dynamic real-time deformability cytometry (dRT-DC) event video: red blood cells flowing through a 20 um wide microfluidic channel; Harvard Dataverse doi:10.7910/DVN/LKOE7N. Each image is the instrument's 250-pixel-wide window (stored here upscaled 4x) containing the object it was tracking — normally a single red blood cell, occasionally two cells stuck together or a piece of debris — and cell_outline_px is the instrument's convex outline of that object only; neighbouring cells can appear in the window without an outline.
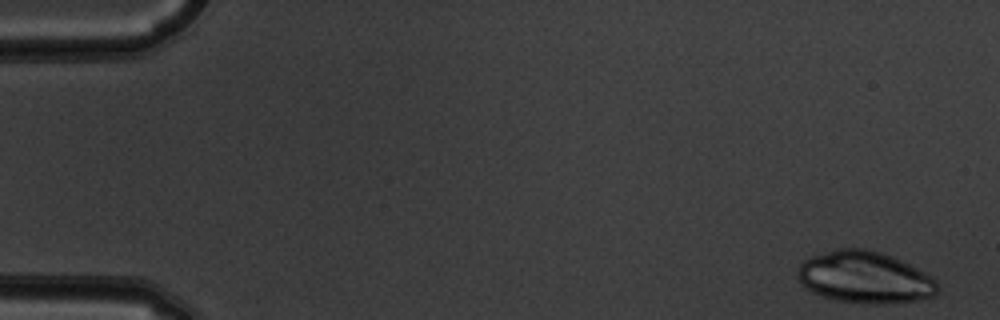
{"species": "common noctule bat (a hibernating species)", "species_latin": "Nyctalus noctula", "temperature_condition": "warm", "stored_images_in_passage": 51, "camera_frame_rate_fps": 3000, "um_per_image_px": 0.085, "animal": {"sex": "male", "body_mass_g": 19.5, "forearm_length_mm": 54.6}, "frame": {"image": 1, "passage_image": 1, "time_ms": 0.0, "image_size_px": [1000, 320], "cell_outline_px": [[940, 288], [936, 296], [916, 300], [876, 304], [868, 304], [836, 300], [812, 292], [800, 280], [796, 272], [800, 264], [804, 260], [812, 256], [836, 248], [864, 248], [880, 252], [892, 256], [932, 276], [940, 284]], "centroid_in_image_um": [73.54, 23.57], "position_along_channel_um": 11.5, "area_um2": 42.19}}
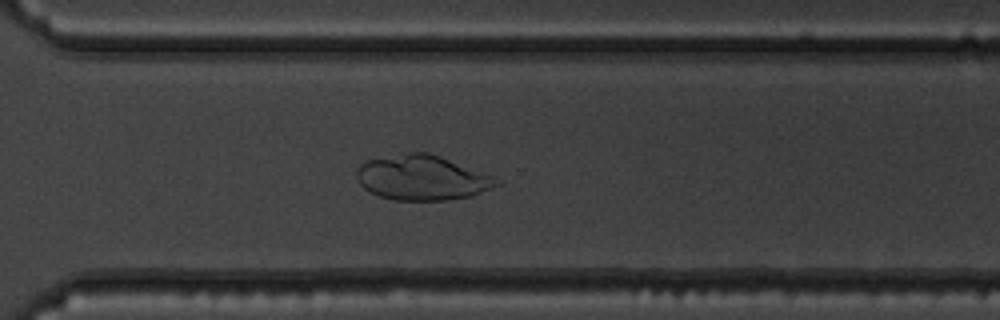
{"frame": {"image": 2, "passage_image": 37, "time_ms": 12.0, "image_size_px": [1000, 320], "cell_outline_px": [[500, 184], [492, 188], [472, 196], [444, 200], [392, 200], [368, 192], [360, 184], [356, 176], [356, 172], [360, 164], [368, 160], [412, 152], [428, 152], [440, 156], [496, 176]], "centroid_in_image_um": [35.9, 15.11], "position_along_channel_um": 334.7, "area_um2": 36.65}}
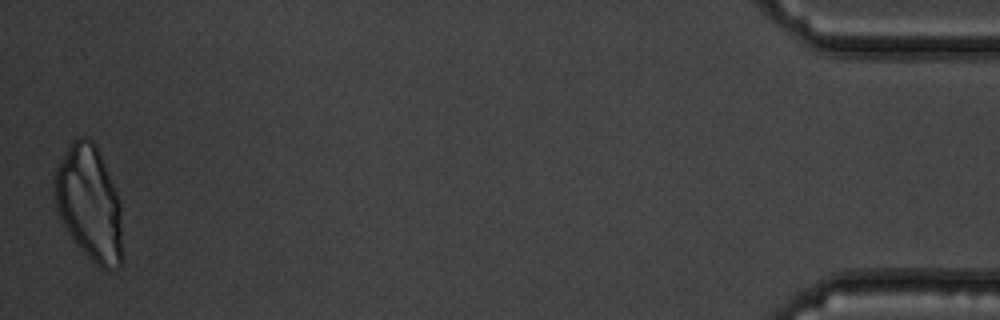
{"frame": {"image": 3, "passage_image": 51, "time_ms": 16.667, "image_size_px": [1000, 320], "cell_outline_px": [[124, 260], [120, 268], [108, 272], [100, 268], [80, 248], [64, 224], [56, 208], [52, 188], [52, 180], [56, 168], [60, 160], [76, 136], [84, 136], [92, 140], [96, 144], [120, 200]], "centroid_in_image_um": [7.62, 17.32], "position_along_channel_um": 427.6, "area_um2": 46.12}}